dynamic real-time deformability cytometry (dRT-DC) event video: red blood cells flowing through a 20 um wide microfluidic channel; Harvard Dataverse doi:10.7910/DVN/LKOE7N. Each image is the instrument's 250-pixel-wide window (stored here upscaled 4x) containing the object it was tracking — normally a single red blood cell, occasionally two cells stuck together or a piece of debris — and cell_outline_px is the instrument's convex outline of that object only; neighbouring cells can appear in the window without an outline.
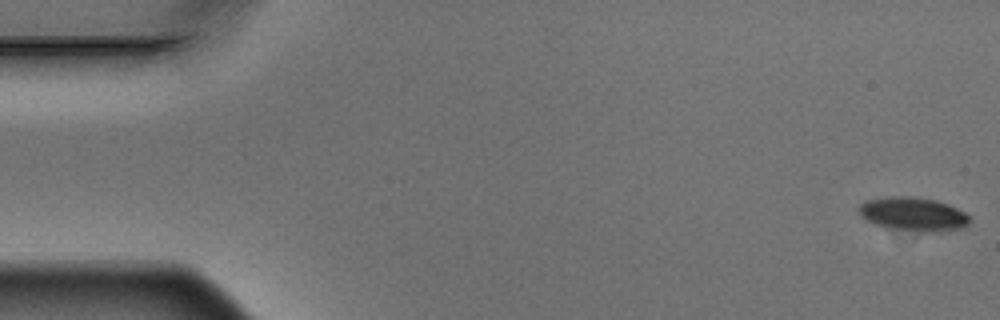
{"species": "Egyptian fruit bat (a non-hibernating species)", "species_latin": "Rousettus aegyptiacus", "temperature_condition": "warm", "stored_images_in_passage": 7, "camera_frame_rate_fps": 3000, "um_per_image_px": 0.085, "animal": {"sex": "male"}, "frame": {"image": 1, "passage_image": 1, "time_ms": 0.0, "image_size_px": [1000, 320], "cell_outline_px": [[972, 220], [968, 224], [960, 228], [932, 232], [920, 232], [884, 228], [860, 216], [856, 208], [864, 200], [888, 196], [908, 196], [936, 200], [948, 204], [964, 212]], "centroid_in_image_um": [77.57, 18.2], "position_along_channel_um": 7.4, "area_um2": 22.02}}
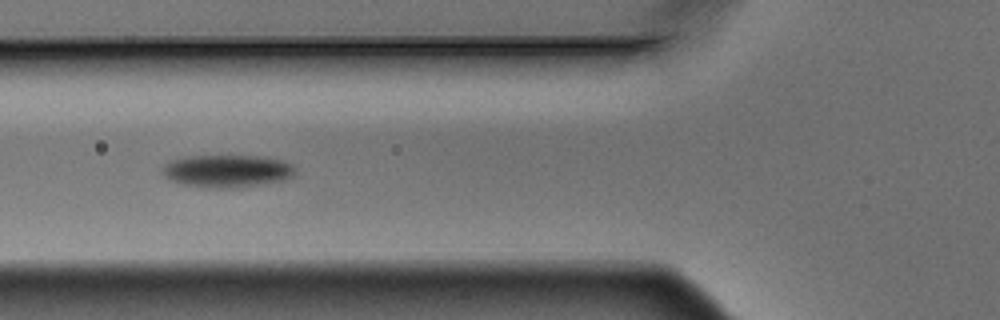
{"frame": {"image": 2, "passage_image": 4, "time_ms": 1.0, "image_size_px": [1000, 320], "cell_outline_px": [[296, 172], [292, 176], [284, 180], [264, 184], [240, 188], [208, 188], [184, 184], [172, 180], [164, 176], [164, 164], [172, 160], [184, 156], [268, 156], [284, 160], [292, 164], [296, 168]], "centroid_in_image_um": [19.38, 14.53], "position_along_channel_um": 106.4, "area_um2": 25.49}}
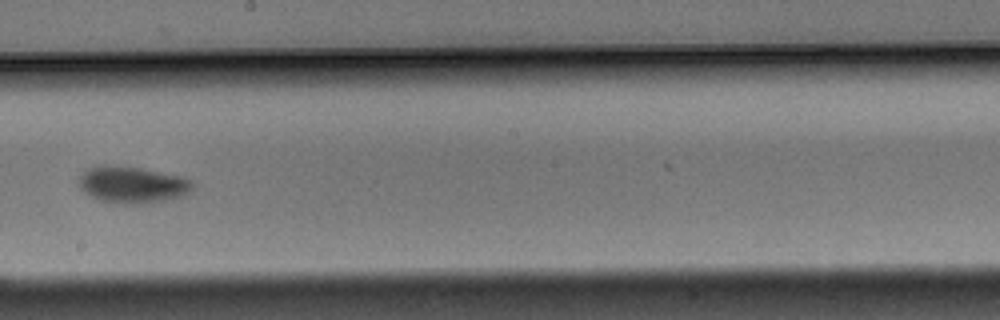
{"frame": {"image": 3, "passage_image": 7, "time_ms": 2.0, "image_size_px": [1000, 320], "cell_outline_px": [[192, 192], [180, 196], [164, 200], [140, 204], [124, 204], [100, 200], [84, 192], [76, 184], [80, 176], [88, 168], [100, 164], [104, 164], [140, 168], [180, 176], [192, 180]], "centroid_in_image_um": [11.21, 15.69], "position_along_channel_um": 237.0, "area_um2": 24.28}}